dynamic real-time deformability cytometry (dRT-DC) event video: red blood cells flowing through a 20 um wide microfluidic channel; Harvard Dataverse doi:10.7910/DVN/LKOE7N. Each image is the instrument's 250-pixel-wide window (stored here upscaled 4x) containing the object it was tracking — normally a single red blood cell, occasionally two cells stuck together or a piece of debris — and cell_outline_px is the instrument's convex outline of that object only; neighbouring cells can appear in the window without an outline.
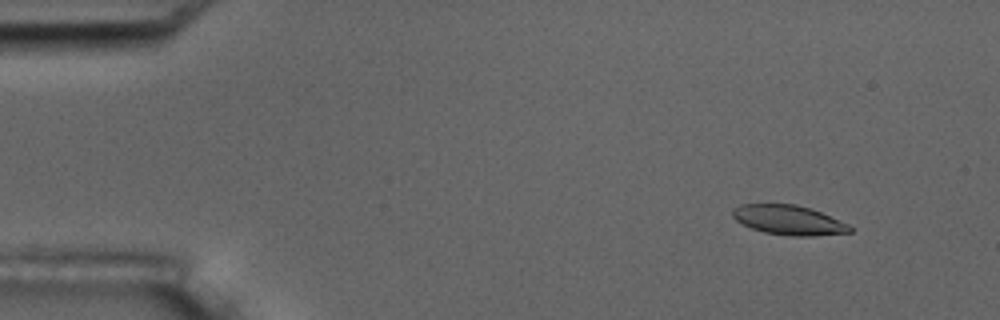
{"species": "common noctule bat (a hibernating species)", "species_latin": "Nyctalus noctula", "temperature_condition": "room temperature", "stored_images_in_passage": 5, "camera_frame_rate_fps": 3000, "um_per_image_px": 0.085, "animal": {"sex": "male", "body_mass_g": 17.5, "forearm_length_mm": 52.3}, "frame": {"image": 1, "passage_image": 2, "time_ms": 1.0, "image_size_px": [1000, 320], "cell_outline_px": [[852, 232], [812, 236], [792, 236], [764, 232], [752, 228], [736, 220], [732, 216], [732, 208], [740, 204], [796, 204], [820, 212], [848, 224], [852, 228]], "centroid_in_image_um": [67.01, 18.7], "position_along_channel_um": 18.0, "area_um2": 20.06}}
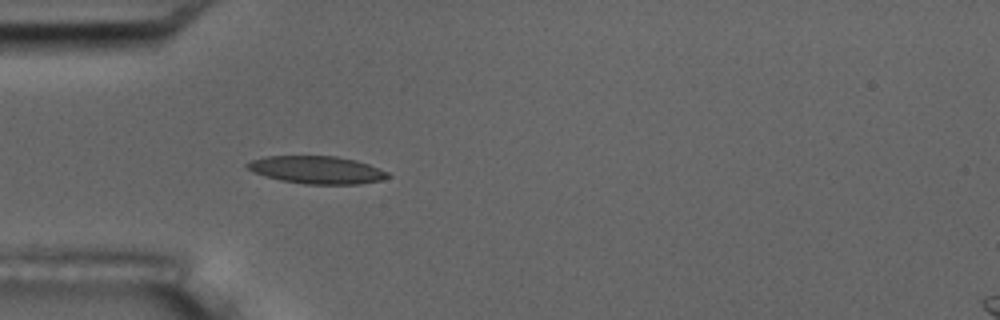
{"frame": {"image": 2, "passage_image": 5, "time_ms": 4.667, "image_size_px": [1000, 320], "cell_outline_px": [[392, 176], [380, 180], [360, 184], [304, 184], [280, 180], [256, 172], [248, 168], [244, 164], [252, 160], [268, 156], [336, 156], [356, 160], [368, 164], [388, 172]], "centroid_in_image_um": [26.97, 14.44], "position_along_channel_um": 58.0, "area_um2": 22.43}}